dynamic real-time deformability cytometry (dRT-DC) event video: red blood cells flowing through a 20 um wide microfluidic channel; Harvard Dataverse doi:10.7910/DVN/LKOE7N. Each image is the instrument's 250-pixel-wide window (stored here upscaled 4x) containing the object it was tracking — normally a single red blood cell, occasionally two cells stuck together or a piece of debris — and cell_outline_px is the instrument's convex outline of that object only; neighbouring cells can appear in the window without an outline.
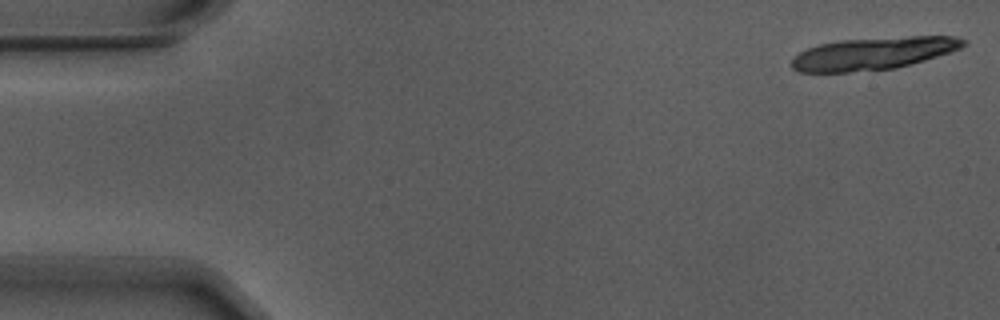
{"species": "Egyptian fruit bat (a non-hibernating species)", "species_latin": "Rousettus aegyptiacus", "temperature_condition": "warm", "stored_images_in_passage": 18, "camera_frame_rate_fps": 3000, "um_per_image_px": 0.085, "animal": {"sex": "male"}, "frame": {"image": 1, "passage_image": 1, "time_ms": 0.0, "image_size_px": [1000, 320], "cell_outline_px": [[968, 44], [960, 48], [924, 60], [896, 68], [848, 72], [800, 72], [792, 68], [792, 60], [800, 52], [808, 48], [820, 44], [840, 40], [908, 36], [956, 36], [968, 40]], "centroid_in_image_um": [74.26, 4.53], "position_along_channel_um": 10.7, "area_um2": 32.31}}